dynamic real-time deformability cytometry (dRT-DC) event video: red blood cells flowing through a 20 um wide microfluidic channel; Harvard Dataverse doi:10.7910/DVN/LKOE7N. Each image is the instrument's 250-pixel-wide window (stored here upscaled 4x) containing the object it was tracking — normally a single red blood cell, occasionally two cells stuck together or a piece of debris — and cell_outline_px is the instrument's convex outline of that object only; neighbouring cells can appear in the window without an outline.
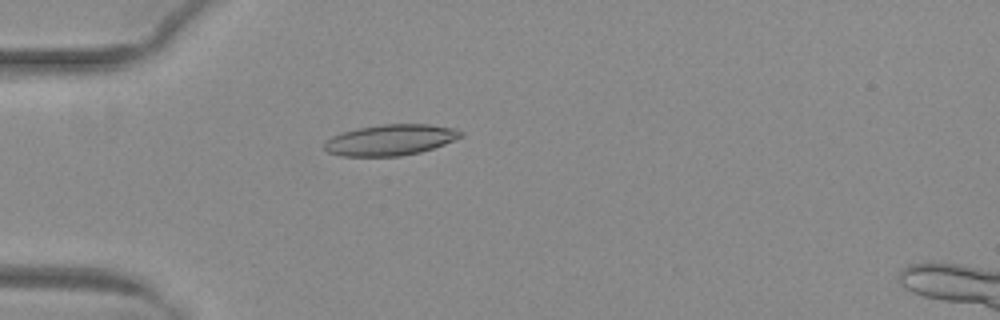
{"species": "common noctule bat (a hibernating species)", "species_latin": "Nyctalus noctula", "temperature_condition": "warm", "stored_images_in_passage": 38, "camera_frame_rate_fps": 3000, "um_per_image_px": 0.085, "animal": {"sex": "female", "body_mass_g": 29.2, "forearm_length_mm": 56.3}, "frame": {"image": 1, "passage_image": 8, "time_ms": 2.333, "image_size_px": [1000, 320], "cell_outline_px": [[464, 136], [444, 144], [420, 152], [400, 156], [344, 156], [328, 152], [324, 148], [324, 144], [332, 136], [356, 128], [380, 124], [428, 124], [456, 128], [464, 132]], "centroid_in_image_um": [33.23, 11.88], "position_along_channel_um": 51.8, "area_um2": 24.57}}
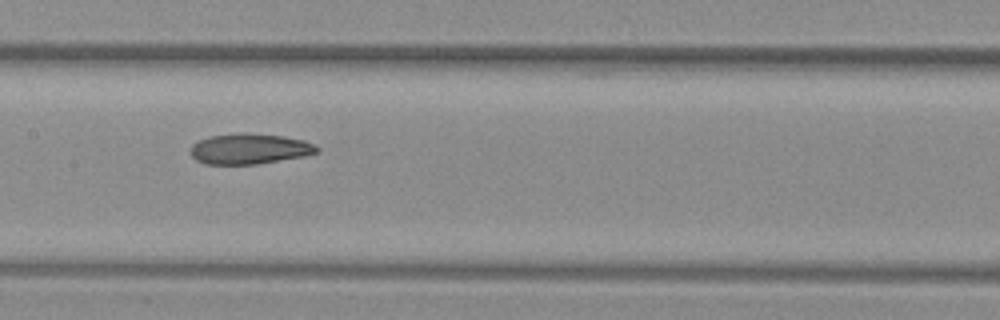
{"frame": {"image": 2, "passage_image": 19, "time_ms": 6.0, "image_size_px": [1000, 320], "cell_outline_px": [[320, 148], [316, 152], [304, 156], [256, 164], [204, 164], [196, 160], [192, 156], [192, 144], [196, 140], [212, 136], [284, 136], [304, 140]], "centroid_in_image_um": [21.2, 12.7], "position_along_channel_um": 186.2, "area_um2": 21.33}}
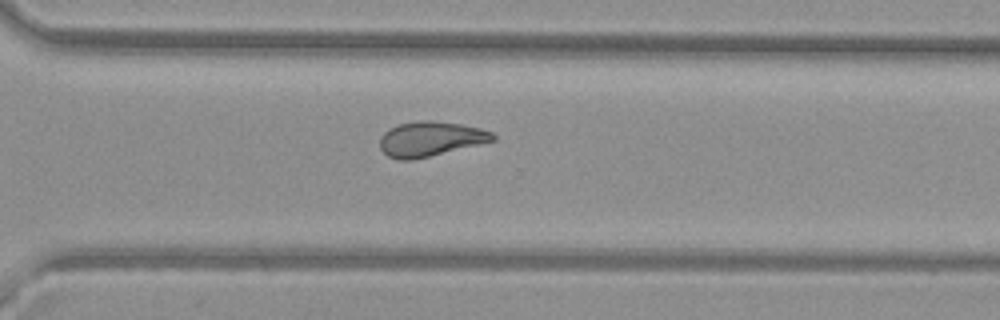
{"frame": {"image": 3, "passage_image": 30, "time_ms": 9.667, "image_size_px": [1000, 320], "cell_outline_px": [[496, 140], [480, 144], [412, 160], [396, 160], [388, 156], [380, 148], [380, 136], [388, 128], [396, 124], [420, 120], [432, 120], [460, 124], [480, 128], [492, 132], [496, 136]], "centroid_in_image_um": [36.55, 11.8], "position_along_channel_um": 334.0, "area_um2": 23.0}, "authors_computed_cell_mechanics": {"area_um2": 23.0911, "velocity_mm_per_s": 4.0408, "shape_relaxation_time_tau1_ms": null, "shape_relaxation_time_tau2_ms": 4.3169, "deformation_change_tau1": null, "deformation_change_tau2": 0.1241}}